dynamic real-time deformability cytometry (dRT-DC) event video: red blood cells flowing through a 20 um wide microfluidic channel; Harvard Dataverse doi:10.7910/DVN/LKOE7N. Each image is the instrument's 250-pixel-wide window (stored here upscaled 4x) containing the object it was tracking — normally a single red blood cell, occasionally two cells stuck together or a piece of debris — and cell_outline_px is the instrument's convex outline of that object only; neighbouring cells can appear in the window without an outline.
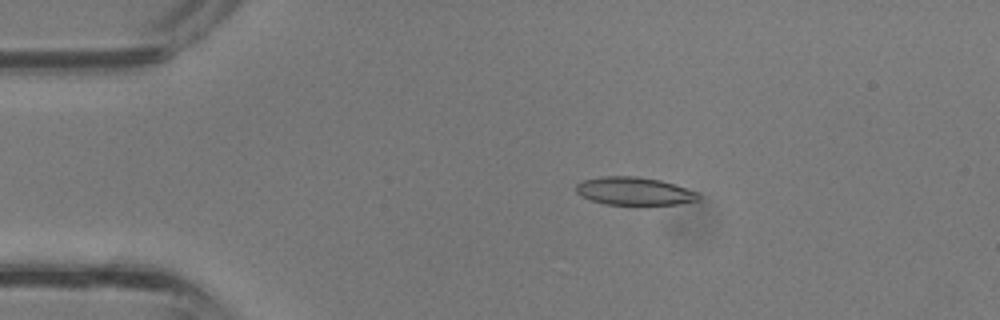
{"species": "common noctule bat (a hibernating species)", "species_latin": "Nyctalus noctula", "temperature_condition": "room temperature", "stored_images_in_passage": 36, "camera_frame_rate_fps": 3000, "um_per_image_px": 0.085, "animal": {"sex": "male", "body_mass_g": 13.3}, "frame": {"image": 1, "passage_image": 6, "time_ms": 1.667, "image_size_px": [1000, 320], "cell_outline_px": [[700, 196], [696, 200], [676, 204], [604, 204], [580, 196], [576, 192], [576, 184], [584, 180], [600, 176], [636, 176], [660, 180], [696, 192]], "centroid_in_image_um": [53.83, 16.23], "position_along_channel_um": 31.2, "area_um2": 19.59}}
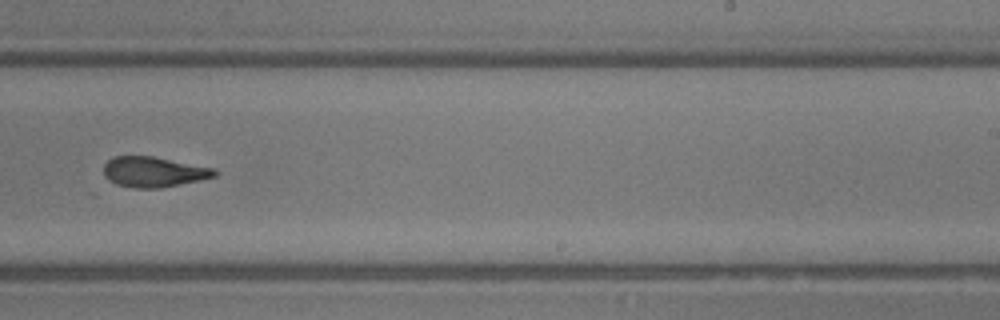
{"frame": {"image": 2, "passage_image": 22, "time_ms": 7.0, "image_size_px": [1000, 320], "cell_outline_px": [[220, 172], [216, 176], [200, 180], [160, 188], [136, 188], [116, 184], [108, 180], [104, 176], [104, 164], [108, 160], [116, 156], [152, 156], [216, 168]], "centroid_in_image_um": [13.09, 14.61], "position_along_channel_um": 275.9, "area_um2": 19.71}}
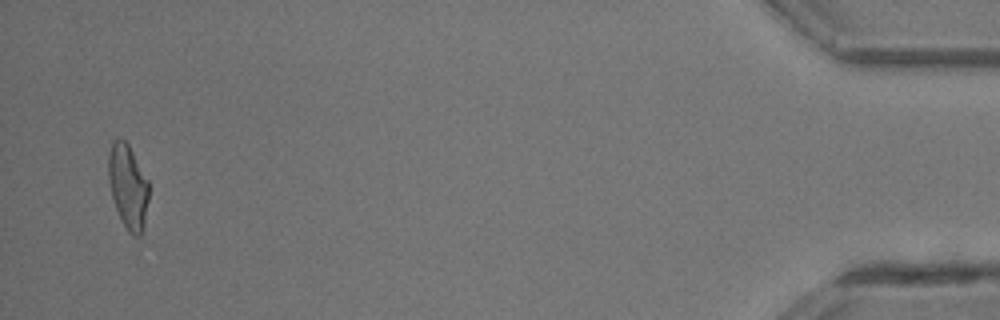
{"frame": {"image": 3, "passage_image": 35, "time_ms": 11.333, "image_size_px": [1000, 320], "cell_outline_px": [[148, 200], [144, 228], [140, 236], [132, 236], [128, 232], [116, 208], [112, 196], [108, 180], [108, 156], [112, 140], [120, 136], [128, 144], [148, 180]], "centroid_in_image_um": [10.87, 15.84], "position_along_channel_um": 424.3, "area_um2": 19.88}}